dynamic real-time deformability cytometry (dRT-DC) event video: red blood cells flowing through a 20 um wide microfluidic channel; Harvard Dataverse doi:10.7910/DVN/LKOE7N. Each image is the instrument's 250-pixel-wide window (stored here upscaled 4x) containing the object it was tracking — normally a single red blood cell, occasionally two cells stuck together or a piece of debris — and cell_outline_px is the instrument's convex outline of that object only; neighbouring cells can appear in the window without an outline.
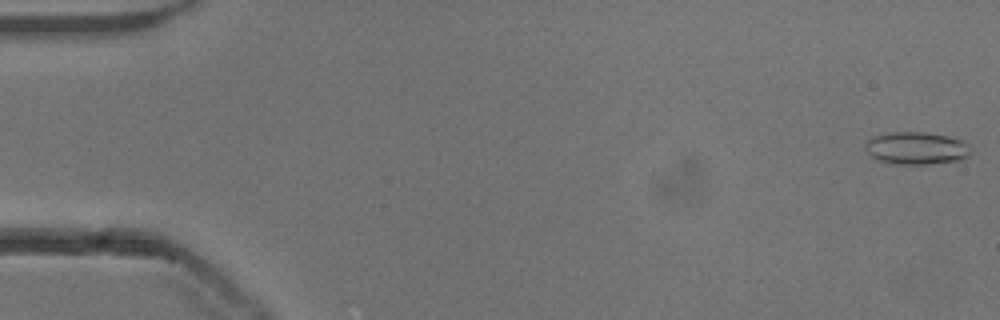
{"species": "common noctule bat (a hibernating species)", "species_latin": "Nyctalus noctula", "temperature_condition": "cold", "stored_images_in_passage": 16, "camera_frame_rate_fps": 3000, "um_per_image_px": 0.085, "animal": {"sex": "male", "body_mass_g": 13.3}, "frame": {"image": 1, "passage_image": 1, "time_ms": 0.0, "image_size_px": [1000, 320], "cell_outline_px": [[972, 152], [968, 156], [956, 160], [928, 164], [896, 164], [880, 160], [872, 156], [864, 148], [864, 144], [872, 136], [892, 132], [924, 132], [948, 136], [960, 140], [968, 144]], "centroid_in_image_um": [77.88, 12.58], "position_along_channel_um": 7.1, "area_um2": 19.83}}